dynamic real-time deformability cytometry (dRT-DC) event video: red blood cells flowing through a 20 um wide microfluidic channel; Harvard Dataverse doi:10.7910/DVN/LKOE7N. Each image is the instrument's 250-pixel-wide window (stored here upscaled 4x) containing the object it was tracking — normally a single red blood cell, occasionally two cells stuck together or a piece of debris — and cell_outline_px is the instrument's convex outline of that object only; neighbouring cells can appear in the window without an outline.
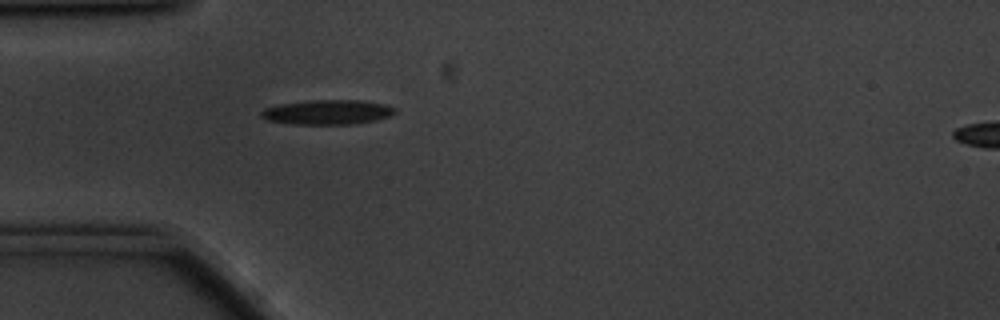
{"species": "common noctule bat (a hibernating species)", "species_latin": "Nyctalus noctula", "temperature_condition": "cold", "stored_images_in_passage": 42, "camera_frame_rate_fps": 3000, "um_per_image_px": 0.085, "animal": {"sex": "male", "body_mass_g": 20.1, "forearm_length_mm": 53.5}, "frame": {"image": 1, "passage_image": 1, "time_ms": 0.0, "image_size_px": [1000, 320], "cell_outline_px": [[396, 112], [388, 116], [376, 120], [356, 124], [292, 124], [268, 120], [260, 116], [260, 112], [264, 108], [280, 104], [312, 100], [364, 100], [384, 104], [396, 108]], "centroid_in_image_um": [27.84, 9.53], "position_along_channel_um": 57.2, "area_um2": 19.25}}
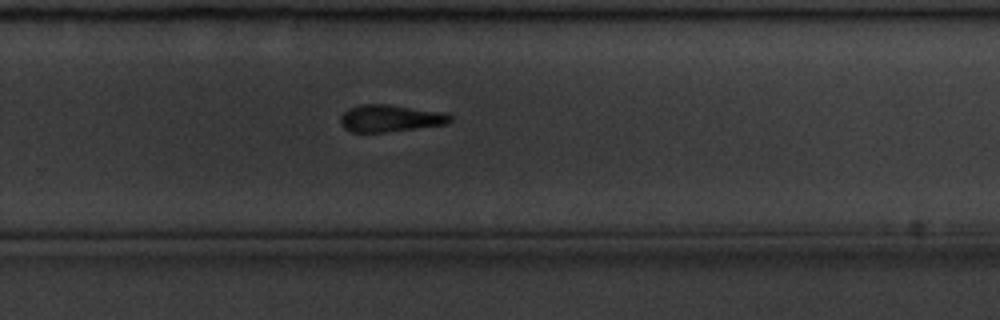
{"frame": {"image": 2, "passage_image": 22, "time_ms": 7.0, "image_size_px": [1000, 320], "cell_outline_px": [[452, 120], [448, 124], [384, 132], [352, 132], [344, 128], [340, 124], [340, 116], [348, 108], [360, 104], [388, 104], [436, 112], [452, 116]], "centroid_in_image_um": [33.09, 10.06], "position_along_channel_um": 296.7, "area_um2": 17.05}}
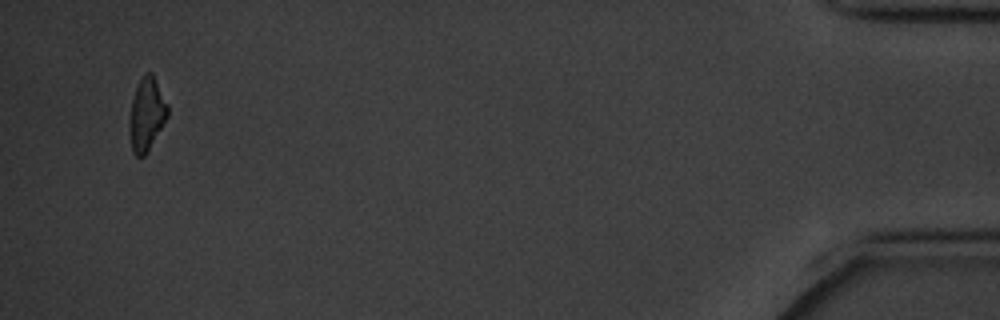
{"frame": {"image": 3, "passage_image": 40, "time_ms": 13.0, "image_size_px": [1000, 320], "cell_outline_px": [[168, 116], [144, 156], [136, 156], [132, 152], [128, 124], [128, 120], [132, 100], [136, 88], [144, 72], [152, 72], [168, 104]], "centroid_in_image_um": [12.45, 9.7], "position_along_channel_um": 422.8, "area_um2": 16.18}, "authors_computed_cell_mechanics": {"area_um2": 17.8024, "velocity_mm_per_s": 3.4718, "shape_relaxation_time_tau1_ms": 3.0901, "shape_relaxation_time_tau2_ms": null, "deformation_change_tau1": 0.1401, "deformation_change_tau2": null}}